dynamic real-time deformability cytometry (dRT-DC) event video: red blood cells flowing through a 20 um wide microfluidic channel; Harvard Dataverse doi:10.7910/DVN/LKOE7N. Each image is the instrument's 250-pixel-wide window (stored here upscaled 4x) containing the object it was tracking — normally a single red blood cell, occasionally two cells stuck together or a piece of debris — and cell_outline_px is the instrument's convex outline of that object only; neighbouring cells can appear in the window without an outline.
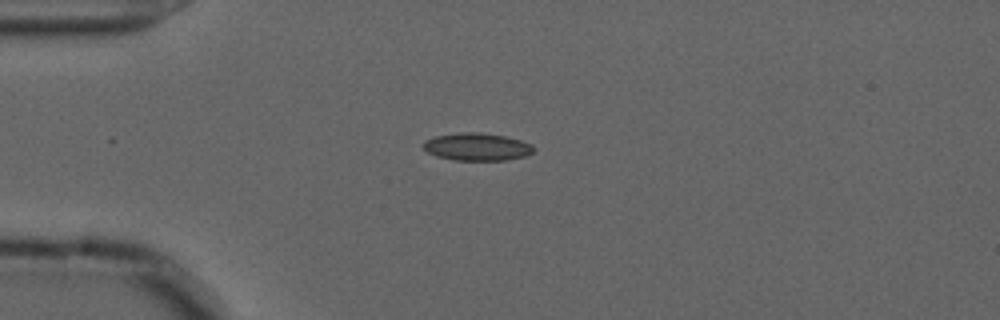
{"species": "common noctule bat (a hibernating species)", "species_latin": "Nyctalus noctula", "temperature_condition": "cold", "stored_images_in_passage": 42, "camera_frame_rate_fps": 3000, "um_per_image_px": 0.085, "animal": {"sex": "male", "forearm_length_mm": 52.5}, "frame": {"image": 1, "passage_image": 1, "time_ms": 0.0, "image_size_px": [1000, 320], "cell_outline_px": [[536, 148], [532, 152], [524, 156], [508, 160], [452, 160], [436, 156], [428, 152], [420, 144], [424, 140], [436, 136], [460, 132], [480, 132], [504, 136], [520, 140], [532, 144]], "centroid_in_image_um": [40.52, 12.48], "position_along_channel_um": 44.5, "area_um2": 17.86}}
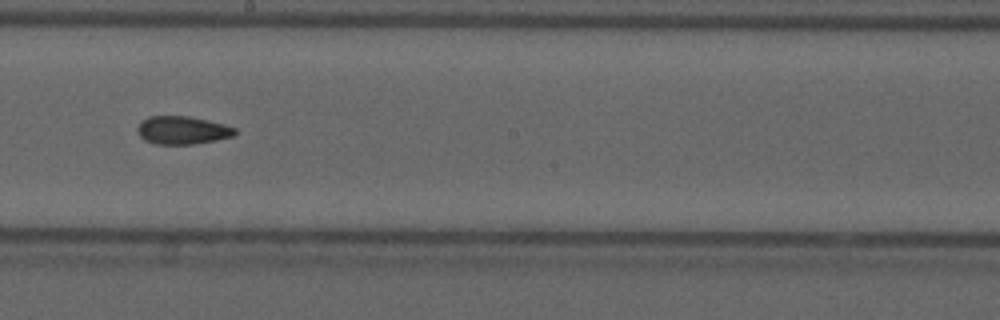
{"frame": {"image": 2, "passage_image": 18, "time_ms": 5.667, "image_size_px": [1000, 320], "cell_outline_px": [[236, 136], [216, 140], [192, 144], [156, 144], [144, 140], [136, 132], [136, 128], [148, 116], [188, 116], [236, 128]], "centroid_in_image_um": [15.48, 11.08], "position_along_channel_um": 232.7, "area_um2": 15.78}}
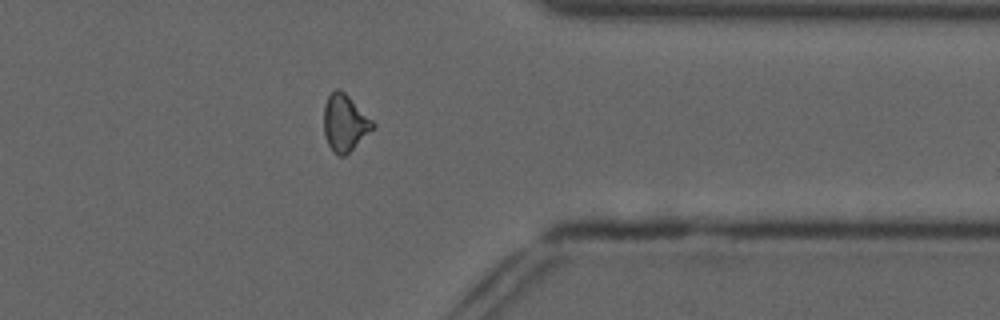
{"frame": {"image": 3, "passage_image": 31, "time_ms": 10.0, "image_size_px": [1000, 320], "cell_outline_px": [[376, 128], [344, 156], [340, 156], [332, 152], [324, 136], [324, 104], [328, 96], [336, 88], [340, 88], [376, 124]], "centroid_in_image_um": [29.31, 10.46], "position_along_channel_um": 382.1, "area_um2": 16.24}, "authors_computed_cell_mechanics": {"area_um2": 15.9528, "velocity_mm_per_s": 3.678, "shape_relaxation_time_tau1_ms": null, "shape_relaxation_time_tau2_ms": 4.2352, "deformation_change_tau1": null, "deformation_change_tau2": 0.1048}}